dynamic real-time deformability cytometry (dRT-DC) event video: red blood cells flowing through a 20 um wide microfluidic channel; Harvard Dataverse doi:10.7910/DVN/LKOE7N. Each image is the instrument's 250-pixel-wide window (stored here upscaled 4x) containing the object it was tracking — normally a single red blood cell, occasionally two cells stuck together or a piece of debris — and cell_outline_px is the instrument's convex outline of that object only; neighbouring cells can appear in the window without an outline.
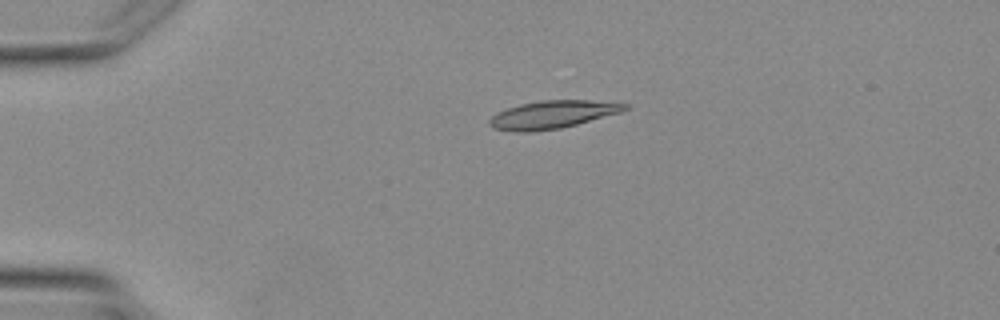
{"species": "Egyptian fruit bat (a non-hibernating species)", "species_latin": "Rousettus aegyptiacus", "temperature_condition": "warm", "stored_images_in_passage": 3, "camera_frame_rate_fps": 3000, "um_per_image_px": 0.085, "animal": {"sex": "female"}, "frame": {"image": 1, "passage_image": 2, "time_ms": 1.333, "image_size_px": [1000, 320], "cell_outline_px": [[628, 108], [620, 112], [576, 124], [560, 128], [532, 132], [516, 132], [492, 128], [488, 124], [488, 120], [496, 112], [520, 104], [540, 100], [588, 100], [628, 104]], "centroid_in_image_um": [46.89, 9.74], "position_along_channel_um": 38.1, "area_um2": 21.85}}